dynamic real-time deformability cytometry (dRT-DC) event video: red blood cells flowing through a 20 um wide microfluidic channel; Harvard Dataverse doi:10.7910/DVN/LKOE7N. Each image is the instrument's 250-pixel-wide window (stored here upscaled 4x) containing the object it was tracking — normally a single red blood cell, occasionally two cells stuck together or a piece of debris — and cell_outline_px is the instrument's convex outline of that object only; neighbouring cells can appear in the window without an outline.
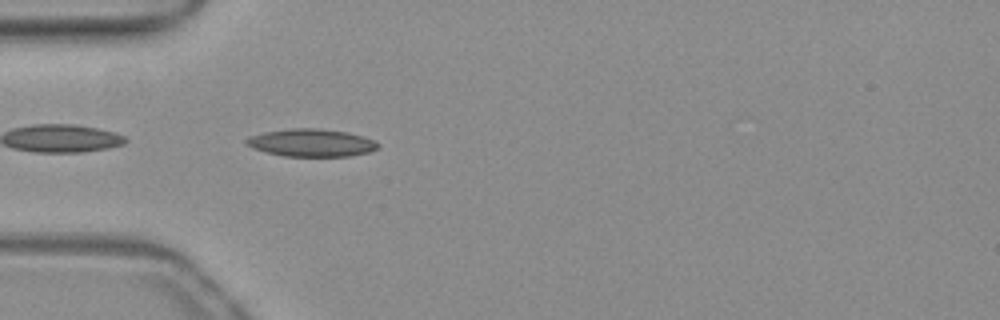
{"species": "common noctule bat (a hibernating species)", "species_latin": "Nyctalus noctula", "temperature_condition": "warm", "stored_images_in_passage": 37, "camera_frame_rate_fps": 3000, "um_per_image_px": 0.085, "animal": {"sex": "female", "body_mass_g": 19.3, "forearm_length_mm": 54.1}, "frame": {"image": 1, "passage_image": 1, "time_ms": 0.0, "image_size_px": [1000, 320], "cell_outline_px": [[380, 144], [376, 148], [368, 152], [348, 156], [284, 156], [252, 148], [244, 144], [244, 140], [248, 136], [264, 132], [292, 128], [316, 128], [348, 132], [364, 136], [376, 140]], "centroid_in_image_um": [26.45, 12.12], "position_along_channel_um": 58.6, "area_um2": 21.27}}
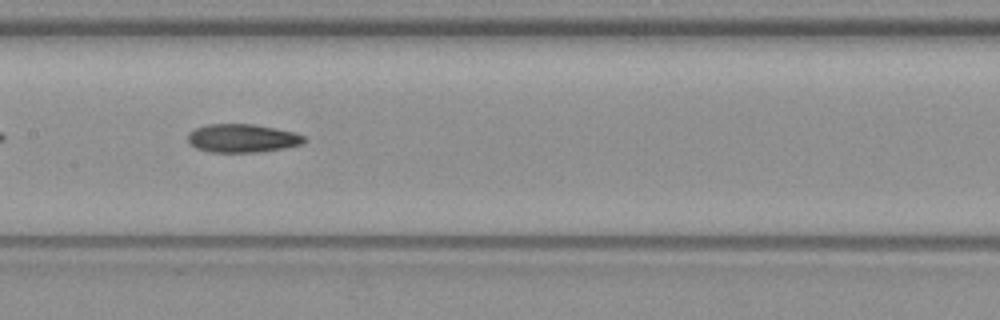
{"frame": {"image": 2, "passage_image": 11, "time_ms": 3.333, "image_size_px": [1000, 320], "cell_outline_px": [[308, 140], [304, 144], [284, 148], [256, 152], [208, 152], [196, 148], [188, 144], [188, 132], [196, 128], [208, 124], [252, 124], [276, 128], [296, 132], [304, 136]], "centroid_in_image_um": [20.61, 11.75], "position_along_channel_um": 186.8, "area_um2": 19.48}}
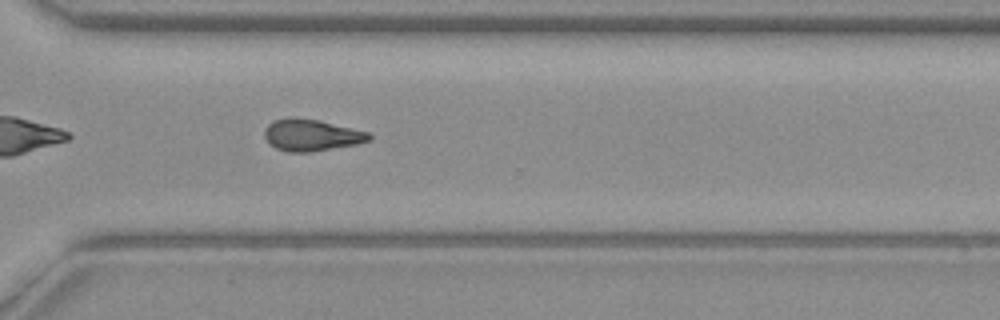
{"frame": {"image": 3, "passage_image": 23, "time_ms": 7.333, "image_size_px": [1000, 320], "cell_outline_px": [[372, 136], [368, 140], [356, 144], [312, 152], [288, 152], [276, 148], [268, 144], [264, 136], [264, 132], [268, 124], [276, 120], [292, 116], [320, 120], [368, 132]], "centroid_in_image_um": [26.43, 11.48], "position_along_channel_um": 344.2, "area_um2": 19.36}, "authors_computed_cell_mechanics": {"area_um2": 19.1896, "velocity_mm_per_s": 3.9452, "shape_relaxation_time_tau1_ms": null, "shape_relaxation_time_tau2_ms": 2.3768, "deformation_change_tau1": null, "deformation_change_tau2": 0.0826}}